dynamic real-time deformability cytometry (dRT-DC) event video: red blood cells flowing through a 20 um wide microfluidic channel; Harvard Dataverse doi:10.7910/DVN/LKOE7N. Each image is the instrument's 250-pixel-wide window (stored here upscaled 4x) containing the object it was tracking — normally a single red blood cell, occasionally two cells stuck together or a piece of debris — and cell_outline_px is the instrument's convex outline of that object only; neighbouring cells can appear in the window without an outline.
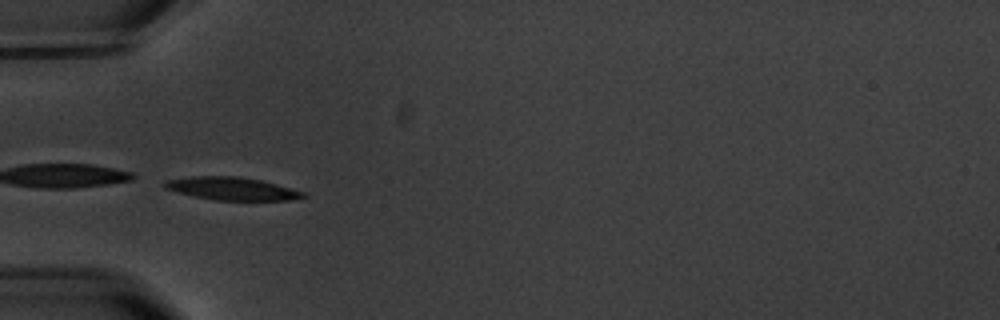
{"species": "common noctule bat (a hibernating species)", "species_latin": "Nyctalus noctula", "temperature_condition": "warm", "stored_images_in_passage": 4, "camera_frame_rate_fps": 3000, "um_per_image_px": 0.085, "animal": {"sex": "male", "body_mass_g": 20.1, "forearm_length_mm": 53.5}, "frame": {"image": 1, "passage_image": 4, "time_ms": 3.667, "image_size_px": [1000, 320], "cell_outline_px": [[308, 196], [288, 200], [216, 200], [192, 196], [164, 188], [164, 180], [192, 176], [236, 176], [260, 180], [276, 184], [304, 192]], "centroid_in_image_um": [19.67, 16.03], "position_along_channel_um": 65.3, "area_um2": 18.32}}